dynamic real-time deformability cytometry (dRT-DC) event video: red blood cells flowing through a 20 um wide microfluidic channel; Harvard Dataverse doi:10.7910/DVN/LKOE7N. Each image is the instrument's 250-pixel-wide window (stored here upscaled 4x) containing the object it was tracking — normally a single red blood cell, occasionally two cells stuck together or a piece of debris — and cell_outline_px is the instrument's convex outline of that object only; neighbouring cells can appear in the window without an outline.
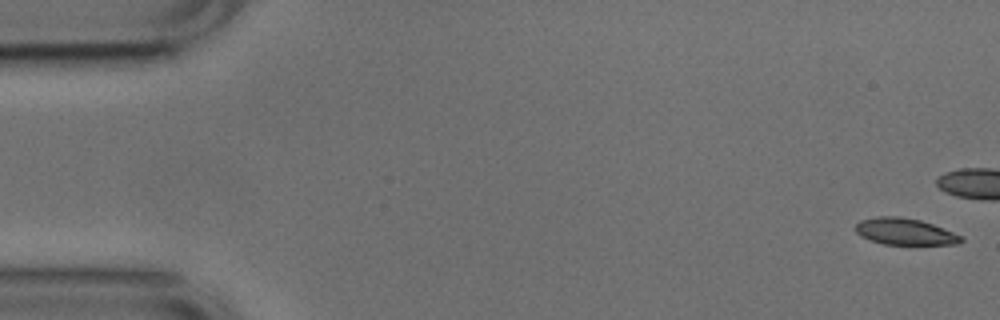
{"species": "common noctule bat (a hibernating species)", "species_latin": "Nyctalus noctula", "temperature_condition": "cold", "stored_images_in_passage": 12, "camera_frame_rate_fps": 3000, "um_per_image_px": 0.085, "animal": {"sex": "male", "body_mass_g": 17.9, "forearm_length_mm": 54.2}, "frame": {"image": 1, "passage_image": 1, "time_ms": 0.0, "image_size_px": [1000, 320], "cell_outline_px": [[964, 240], [956, 244], [884, 244], [860, 236], [856, 232], [856, 224], [860, 220], [876, 216], [900, 216], [920, 220], [932, 224], [964, 236]], "centroid_in_image_um": [76.92, 19.67], "position_along_channel_um": 8.1, "area_um2": 16.3}}